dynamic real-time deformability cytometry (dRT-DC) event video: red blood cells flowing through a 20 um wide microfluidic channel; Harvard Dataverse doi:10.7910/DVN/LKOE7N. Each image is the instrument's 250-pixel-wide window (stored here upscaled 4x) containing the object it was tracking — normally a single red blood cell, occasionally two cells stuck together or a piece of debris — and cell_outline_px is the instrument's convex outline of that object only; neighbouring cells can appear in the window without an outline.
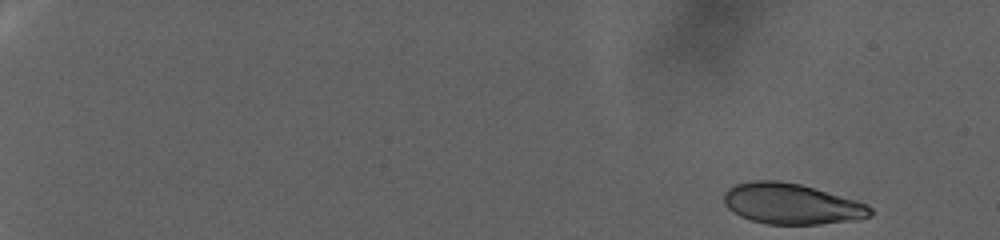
{"species": "human", "species_latin": "Homo sapiens", "temperature_condition": "warm", "stored_images_in_passage": 90, "camera_frame_rate_fps": 3000, "um_per_image_px": 0.085, "donor": {"sex": "female"}, "frame": {"image": 1, "passage_image": 2, "time_ms": 0.333, "image_size_px": [1000, 240], "cell_outline_px": [[872, 216], [856, 220], [820, 224], [768, 224], [752, 220], [740, 216], [728, 208], [724, 204], [724, 192], [728, 188], [736, 184], [752, 180], [780, 180], [800, 184], [856, 200], [868, 204], [872, 208]], "centroid_in_image_um": [67.29, 17.32], "position_along_channel_um": 17.7, "area_um2": 34.85}}
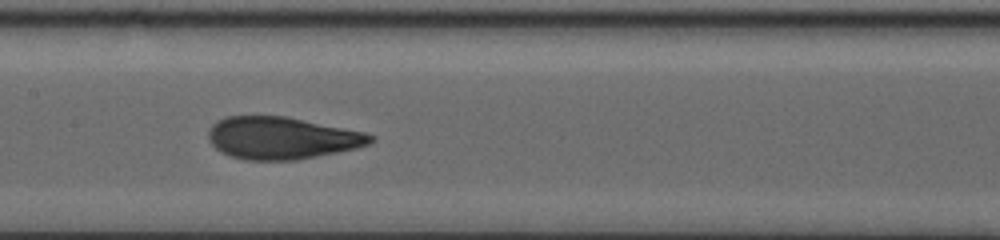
{"frame": {"image": 2, "passage_image": 50, "time_ms": 16.333, "image_size_px": [1000, 240], "cell_outline_px": [[376, 140], [368, 144], [356, 148], [296, 160], [248, 160], [232, 156], [220, 152], [212, 144], [208, 136], [208, 132], [212, 124], [216, 120], [228, 116], [284, 116], [364, 132], [376, 136]], "centroid_in_image_um": [23.94, 11.73], "position_along_channel_um": 183.5, "area_um2": 39.65}}
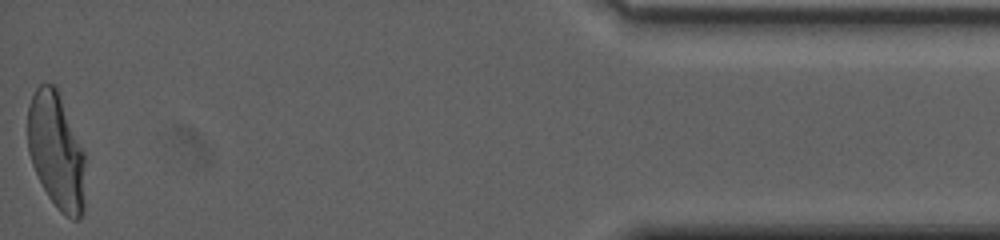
{"frame": {"image": 3, "passage_image": 90, "time_ms": 29.667, "image_size_px": [1000, 240], "cell_outline_px": [[84, 212], [76, 220], [72, 220], [64, 216], [60, 212], [48, 196], [32, 164], [28, 152], [28, 104], [36, 88], [40, 84], [56, 84], [84, 152]], "centroid_in_image_um": [4.79, 12.83], "position_along_channel_um": 430.4, "area_um2": 39.07}, "authors_computed_cell_mechanics": {"area_um2": 38.6104, "velocity_mm_per_s": 2.3249, "shape_relaxation_time_tau1_ms": 8.9303, "shape_relaxation_time_tau2_ms": null, "deformation_change_tau1": 0.2417, "deformation_change_tau2": null}}